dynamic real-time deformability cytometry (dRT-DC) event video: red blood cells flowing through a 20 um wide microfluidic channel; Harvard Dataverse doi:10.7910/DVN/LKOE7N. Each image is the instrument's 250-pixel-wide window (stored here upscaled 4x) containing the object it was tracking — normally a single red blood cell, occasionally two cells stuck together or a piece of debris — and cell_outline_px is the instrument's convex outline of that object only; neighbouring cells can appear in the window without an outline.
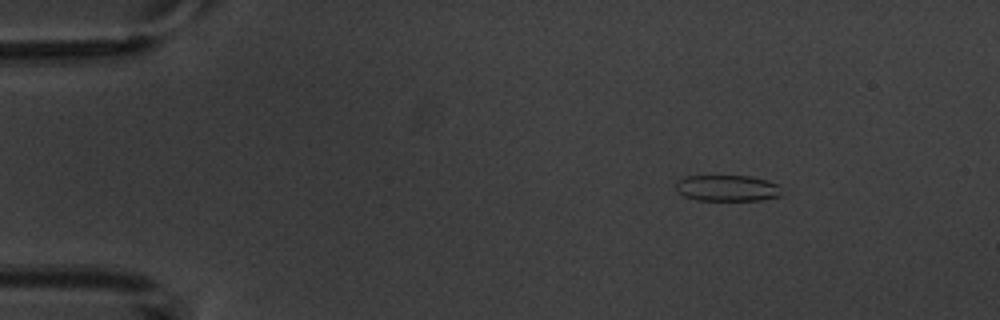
{"species": "common noctule bat (a hibernating species)", "species_latin": "Nyctalus noctula", "temperature_condition": "warm", "stored_images_in_passage": 4, "camera_frame_rate_fps": 3000, "um_per_image_px": 0.085, "animal": {"sex": "male", "body_mass_g": 20.1, "forearm_length_mm": 53.5}, "frame": {"image": 1, "passage_image": 2, "time_ms": 1.667, "image_size_px": [1000, 320], "cell_outline_px": [[780, 196], [760, 200], [696, 200], [684, 196], [676, 188], [676, 184], [680, 180], [688, 176], [748, 176], [780, 184]], "centroid_in_image_um": [61.84, 16.0], "position_along_channel_um": 23.2, "area_um2": 15.9}}